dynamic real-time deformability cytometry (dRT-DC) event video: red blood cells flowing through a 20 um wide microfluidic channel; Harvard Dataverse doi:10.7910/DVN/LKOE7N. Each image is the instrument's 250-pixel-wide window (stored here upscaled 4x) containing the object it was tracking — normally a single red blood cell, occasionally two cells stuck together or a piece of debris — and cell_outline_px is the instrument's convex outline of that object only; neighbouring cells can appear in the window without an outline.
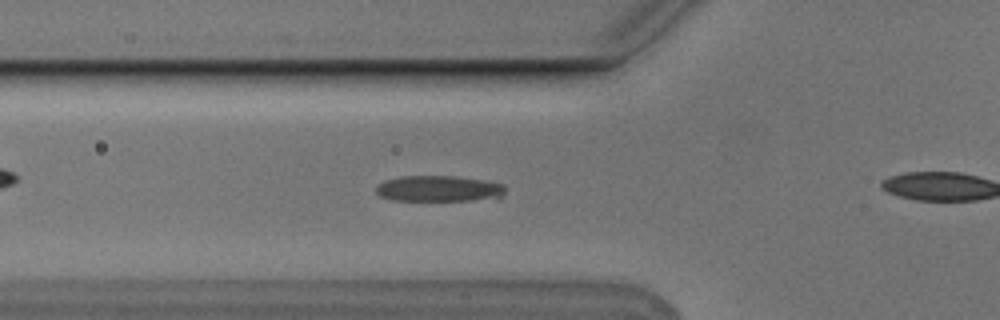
{"species": "Egyptian fruit bat (a non-hibernating species)", "species_latin": "Rousettus aegyptiacus", "temperature_condition": "cold", "stored_images_in_passage": 31, "camera_frame_rate_fps": 3000, "um_per_image_px": 0.085, "animal": {"sex": "male"}, "frame": {"image": 1, "passage_image": 4, "time_ms": 1.0, "image_size_px": [1000, 320], "cell_outline_px": [[504, 196], [500, 200], [392, 200], [380, 196], [376, 192], [376, 188], [384, 180], [404, 176], [456, 176], [488, 180], [504, 184]], "centroid_in_image_um": [37.41, 16.04], "position_along_channel_um": 88.4, "area_um2": 19.88}}
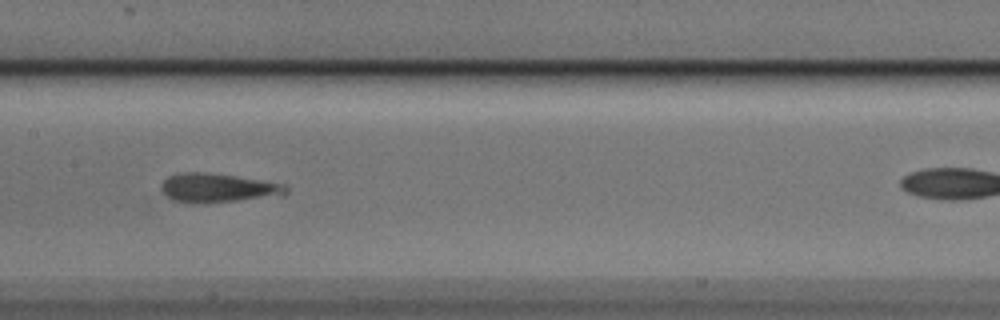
{"frame": {"image": 2, "passage_image": 12, "time_ms": 3.667, "image_size_px": [1000, 320], "cell_outline_px": [[288, 192], [284, 196], [204, 204], [172, 200], [160, 188], [160, 184], [168, 176], [180, 172], [204, 172], [236, 176], [284, 184], [288, 188]], "centroid_in_image_um": [18.55, 15.98], "position_along_channel_um": 188.9, "area_um2": 21.39}}
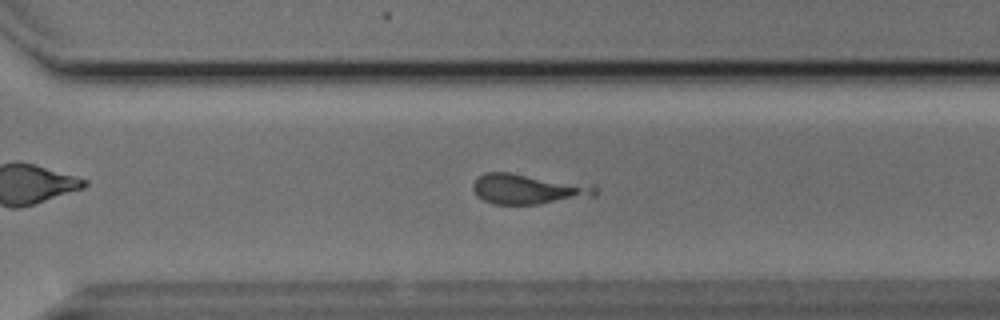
{"frame": {"image": 3, "passage_image": 23, "time_ms": 7.333, "image_size_px": [1000, 320], "cell_outline_px": [[600, 192], [596, 196], [540, 204], [492, 204], [476, 196], [472, 188], [472, 184], [484, 172], [508, 172], [596, 184], [600, 188]], "centroid_in_image_um": [44.99, 16.06], "position_along_channel_um": 325.6, "area_um2": 22.14}}